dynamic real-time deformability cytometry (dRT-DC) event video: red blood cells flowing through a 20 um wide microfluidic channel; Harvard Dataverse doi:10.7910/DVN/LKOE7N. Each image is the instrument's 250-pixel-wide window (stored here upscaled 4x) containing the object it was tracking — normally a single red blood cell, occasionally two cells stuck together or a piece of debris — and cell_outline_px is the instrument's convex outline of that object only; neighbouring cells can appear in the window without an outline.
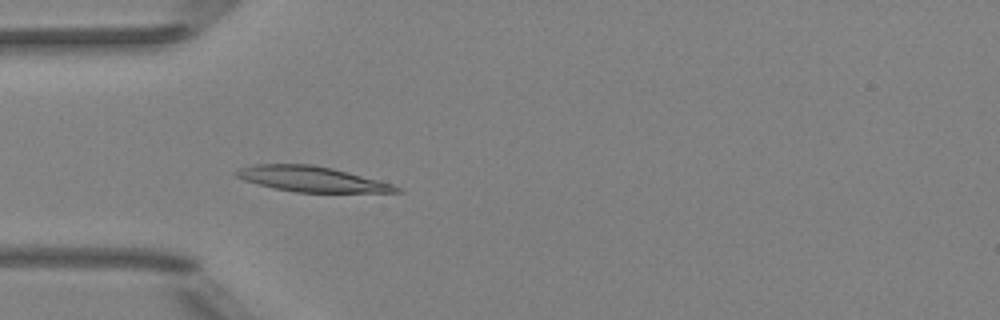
{"species": "Egyptian fruit bat (a non-hibernating species)", "species_latin": "Rousettus aegyptiacus", "temperature_condition": "room temperature", "stored_images_in_passage": 5, "camera_frame_rate_fps": 3000, "um_per_image_px": 0.085, "animal": {"sex": "female"}, "frame": {"image": 1, "passage_image": 5, "time_ms": 4.667, "image_size_px": [1000, 320], "cell_outline_px": [[404, 192], [296, 192], [272, 188], [244, 180], [236, 176], [232, 172], [240, 168], [256, 164], [312, 164], [332, 168], [392, 184], [404, 188]], "centroid_in_image_um": [26.48, 15.22], "position_along_channel_um": 58.5, "area_um2": 23.52}}